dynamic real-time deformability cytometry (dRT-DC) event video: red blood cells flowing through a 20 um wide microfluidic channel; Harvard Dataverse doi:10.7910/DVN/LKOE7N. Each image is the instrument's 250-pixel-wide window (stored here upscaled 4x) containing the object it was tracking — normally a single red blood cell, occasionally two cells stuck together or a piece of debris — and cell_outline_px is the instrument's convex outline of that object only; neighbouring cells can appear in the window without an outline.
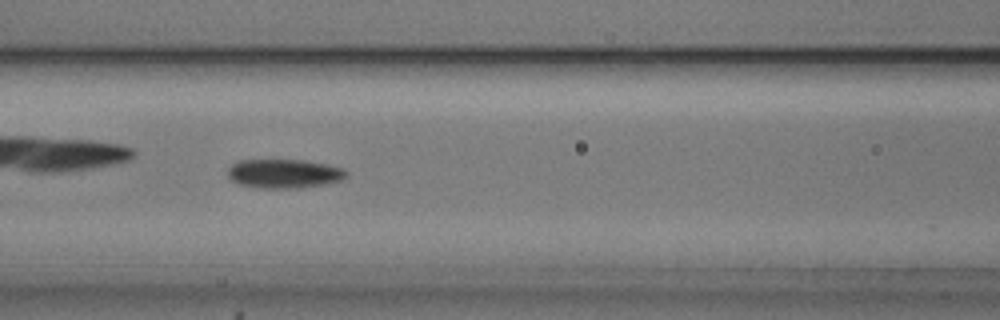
{"species": "common noctule bat (a hibernating species)", "species_latin": "Nyctalus noctula", "temperature_condition": "cold", "stored_images_in_passage": 54, "camera_frame_rate_fps": 3000, "um_per_image_px": 0.085, "animal": {"sex": "male", "body_mass_g": 20.5, "forearm_length_mm": 52.5}, "frame": {"image": 1, "passage_image": 22, "time_ms": 7.0, "image_size_px": [1000, 320], "cell_outline_px": [[348, 176], [340, 180], [300, 188], [260, 188], [240, 184], [232, 180], [228, 176], [228, 168], [236, 160], [304, 160], [344, 168], [348, 172]], "centroid_in_image_um": [24.13, 14.75], "position_along_channel_um": 142.5, "area_um2": 19.94}}
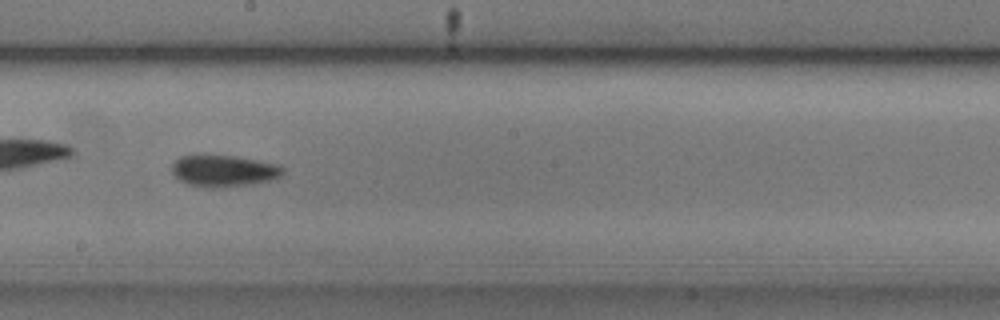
{"frame": {"image": 2, "passage_image": 29, "time_ms": 9.333, "image_size_px": [1000, 320], "cell_outline_px": [[284, 172], [276, 180], [248, 184], [216, 188], [212, 188], [188, 184], [180, 180], [172, 172], [172, 164], [180, 156], [232, 156], [280, 164], [284, 168]], "centroid_in_image_um": [19.07, 14.53], "position_along_channel_um": 229.1, "area_um2": 20.23}}
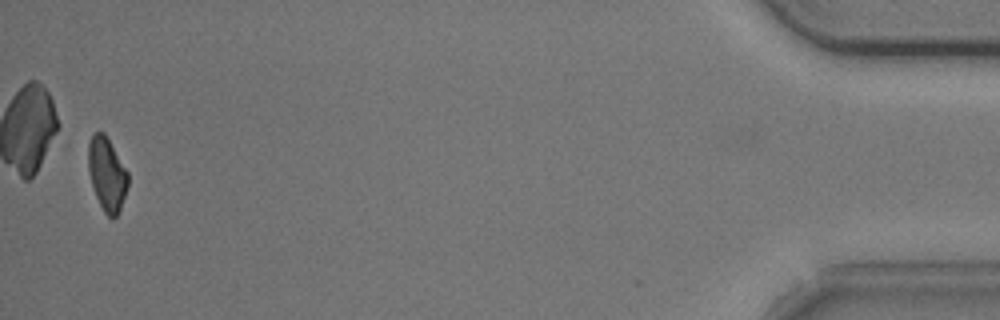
{"frame": {"image": 3, "passage_image": 52, "time_ms": 17.0, "image_size_px": [1000, 320], "cell_outline_px": [[128, 184], [120, 208], [116, 216], [112, 220], [104, 212], [96, 196], [92, 184], [88, 168], [88, 144], [92, 132], [104, 132], [128, 172]], "centroid_in_image_um": [9.08, 14.78], "position_along_channel_um": 426.1, "area_um2": 16.82}, "authors_computed_cell_mechanics": {"area_um2": 19.0451, "velocity_mm_per_s": 3.7181, "shape_relaxation_time_tau1_ms": 3.475, "shape_relaxation_time_tau2_ms": null, "deformation_change_tau1": 0.0927, "deformation_change_tau2": null}}